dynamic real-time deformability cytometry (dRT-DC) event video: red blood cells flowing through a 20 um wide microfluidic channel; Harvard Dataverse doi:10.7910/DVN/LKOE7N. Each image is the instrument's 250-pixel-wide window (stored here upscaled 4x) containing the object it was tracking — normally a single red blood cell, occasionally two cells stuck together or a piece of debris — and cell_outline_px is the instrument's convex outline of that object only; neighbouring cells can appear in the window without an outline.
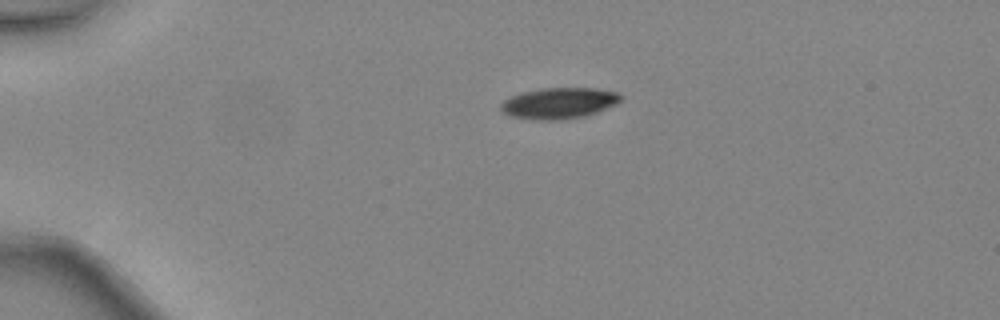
{"species": "common noctule bat (a hibernating species)", "species_latin": "Nyctalus noctula", "temperature_condition": "warm", "stored_images_in_passage": 2, "camera_frame_rate_fps": 3000, "um_per_image_px": 0.085, "animal": {"sex": "female", "body_mass_g": 24.6, "forearm_length_mm": 56.2}, "frame": {"image": 1, "passage_image": 1, "time_ms": 0.0, "image_size_px": [1000, 320], "cell_outline_px": [[624, 96], [616, 104], [596, 112], [584, 116], [560, 120], [536, 120], [508, 116], [500, 112], [500, 104], [508, 96], [540, 88], [596, 88], [616, 92]], "centroid_in_image_um": [47.46, 8.77], "position_along_channel_um": 37.5, "area_um2": 21.91}}